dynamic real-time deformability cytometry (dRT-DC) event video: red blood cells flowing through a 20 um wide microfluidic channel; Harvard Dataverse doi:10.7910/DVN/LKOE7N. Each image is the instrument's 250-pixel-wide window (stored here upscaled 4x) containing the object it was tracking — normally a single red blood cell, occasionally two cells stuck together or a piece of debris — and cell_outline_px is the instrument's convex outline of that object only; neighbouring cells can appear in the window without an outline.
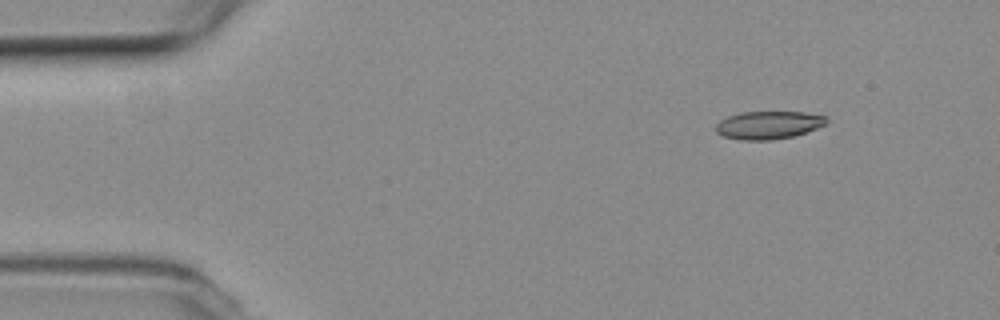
{"species": "common noctule bat (a hibernating species)", "species_latin": "Nyctalus noctula", "temperature_condition": "room temperature", "stored_images_in_passage": 44, "camera_frame_rate_fps": 3000, "um_per_image_px": 0.085, "animal": {"sex": "female", "body_mass_g": 19.3, "forearm_length_mm": 54.1}, "frame": {"image": 1, "passage_image": 1, "time_ms": 0.0, "image_size_px": [1000, 320], "cell_outline_px": [[828, 120], [824, 124], [816, 128], [796, 136], [772, 140], [740, 140], [724, 136], [716, 132], [716, 124], [720, 120], [728, 116], [740, 112], [804, 112], [828, 116]], "centroid_in_image_um": [65.32, 10.63], "position_along_channel_um": 19.7, "area_um2": 18.09}}
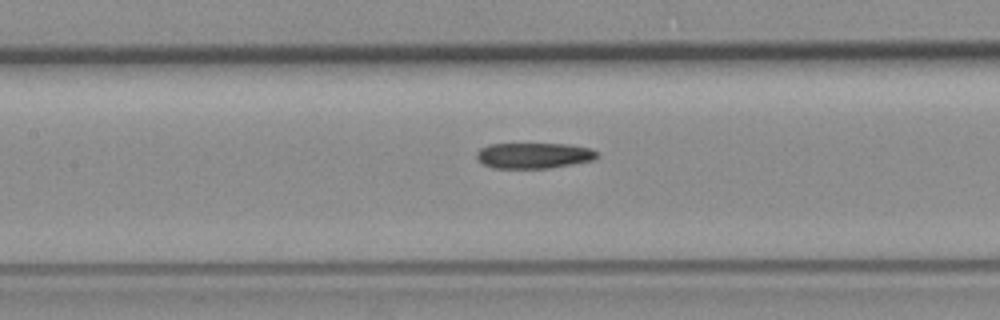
{"frame": {"image": 2, "passage_image": 19, "time_ms": 6.0, "image_size_px": [1000, 320], "cell_outline_px": [[596, 156], [592, 160], [552, 168], [492, 168], [484, 164], [476, 156], [476, 152], [480, 148], [488, 144], [568, 144], [588, 148], [596, 152]], "centroid_in_image_um": [45.32, 13.22], "position_along_channel_um": 162.1, "area_um2": 17.86}}
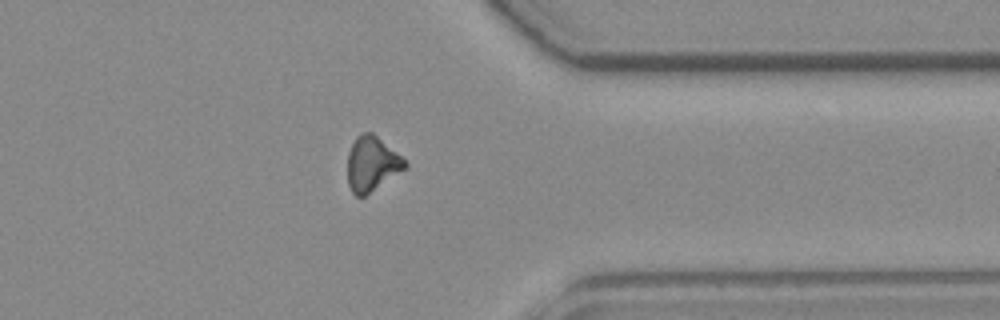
{"frame": {"image": 3, "passage_image": 37, "time_ms": 12.0, "image_size_px": [1000, 320], "cell_outline_px": [[408, 164], [404, 168], [364, 196], [356, 196], [352, 192], [348, 184], [348, 152], [356, 136], [360, 132], [372, 132], [400, 156]], "centroid_in_image_um": [31.55, 13.9], "position_along_channel_um": 379.8, "area_um2": 17.74}}